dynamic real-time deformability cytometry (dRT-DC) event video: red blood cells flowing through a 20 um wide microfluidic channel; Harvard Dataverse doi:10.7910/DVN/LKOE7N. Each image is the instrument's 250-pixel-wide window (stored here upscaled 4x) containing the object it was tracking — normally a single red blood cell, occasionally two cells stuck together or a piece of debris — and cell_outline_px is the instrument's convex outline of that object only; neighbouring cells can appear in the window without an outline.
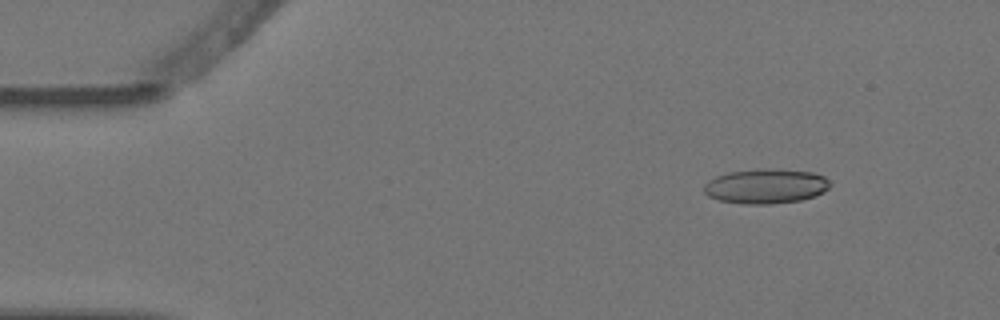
{"species": "Egyptian fruit bat (a non-hibernating species)", "species_latin": "Rousettus aegyptiacus", "temperature_condition": "warm", "stored_images_in_passage": 9, "camera_frame_rate_fps": 3000, "um_per_image_px": 0.085, "animal": {"sex": "female"}, "frame": {"image": 1, "passage_image": 2, "time_ms": 0.333, "image_size_px": [1000, 320], "cell_outline_px": [[832, 184], [824, 192], [816, 196], [800, 200], [772, 204], [744, 204], [720, 200], [708, 196], [704, 192], [704, 184], [708, 180], [716, 176], [728, 172], [812, 172], [824, 176]], "centroid_in_image_um": [65.09, 15.89], "position_along_channel_um": 19.9, "area_um2": 24.39}}
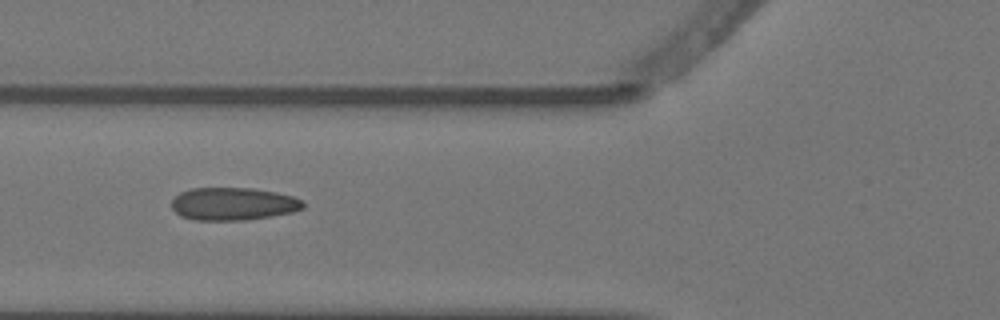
{"frame": {"image": 2, "passage_image": 6, "time_ms": 1.667, "image_size_px": [1000, 320], "cell_outline_px": [[304, 208], [292, 212], [244, 220], [196, 220], [180, 216], [172, 208], [172, 200], [180, 192], [192, 188], [252, 188], [276, 192], [292, 196], [304, 200]], "centroid_in_image_um": [19.82, 17.32], "position_along_channel_um": 106.0, "area_um2": 25.03}}
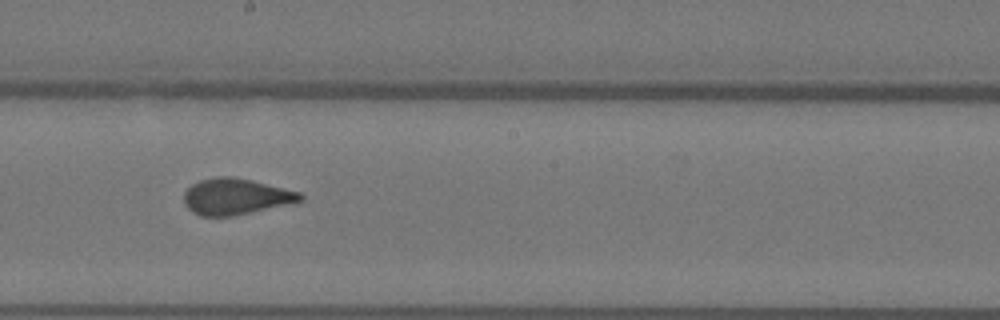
{"frame": {"image": 3, "passage_image": 9, "time_ms": 2.667, "image_size_px": [1000, 320], "cell_outline_px": [[304, 200], [296, 204], [232, 216], [200, 216], [192, 212], [184, 204], [184, 192], [192, 184], [200, 180], [216, 176], [232, 176], [252, 180], [300, 192], [304, 196]], "centroid_in_image_um": [20.09, 16.72], "position_along_channel_um": 228.1, "area_um2": 24.97}}